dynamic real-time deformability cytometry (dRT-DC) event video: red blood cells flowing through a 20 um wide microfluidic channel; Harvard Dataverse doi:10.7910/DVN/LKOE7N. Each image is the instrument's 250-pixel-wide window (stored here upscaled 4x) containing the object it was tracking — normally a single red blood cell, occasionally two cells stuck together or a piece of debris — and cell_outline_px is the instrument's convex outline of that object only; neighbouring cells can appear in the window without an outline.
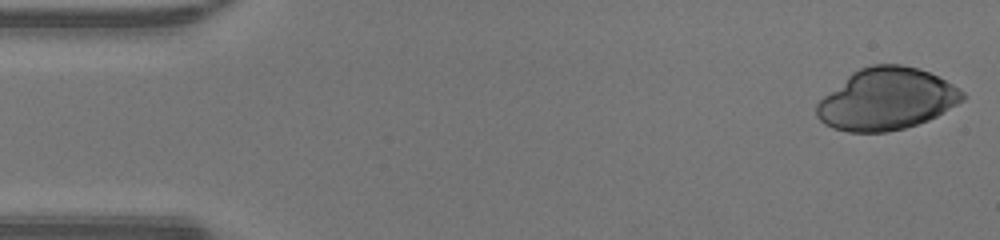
{"species": "human", "species_latin": "Homo sapiens", "temperature_condition": "warm", "stored_images_in_passage": 46, "camera_frame_rate_fps": 3000, "um_per_image_px": 0.085, "donor": {"sex": "male"}, "frame": {"image": 1, "passage_image": 1, "time_ms": 0.0, "image_size_px": [1000, 240], "cell_outline_px": [[968, 96], [964, 100], [936, 116], [928, 120], [904, 128], [888, 132], [848, 132], [832, 128], [824, 124], [816, 116], [816, 104], [824, 96], [852, 72], [860, 68], [872, 64], [900, 64], [916, 68], [928, 72], [960, 88]], "centroid_in_image_um": [75.35, 8.43], "position_along_channel_um": 9.6, "area_um2": 52.42}}
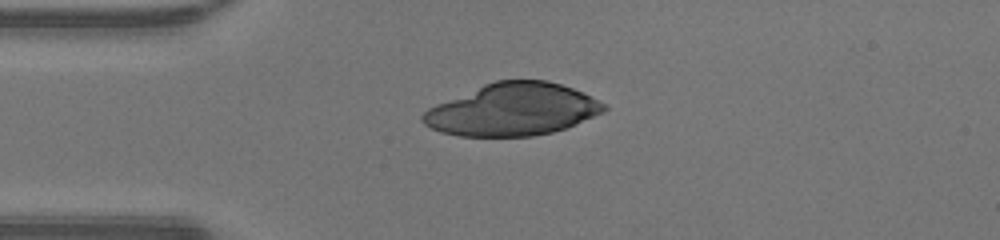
{"frame": {"image": 2, "passage_image": 11, "time_ms": 3.333, "image_size_px": [1000, 240], "cell_outline_px": [[608, 108], [604, 112], [564, 128], [552, 132], [532, 136], [460, 136], [440, 132], [424, 124], [420, 120], [420, 116], [428, 108], [436, 104], [484, 84], [496, 80], [548, 80], [572, 88], [608, 104]], "centroid_in_image_um": [43.56, 9.31], "position_along_channel_um": 41.4, "area_um2": 55.03}}
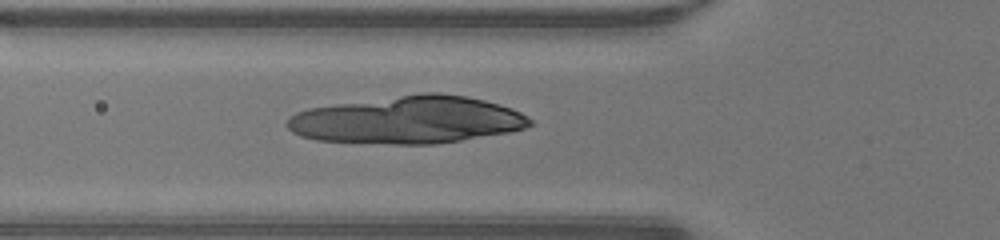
{"frame": {"image": 3, "passage_image": 16, "time_ms": 5.0, "image_size_px": [1000, 240], "cell_outline_px": [[536, 124], [524, 128], [508, 132], [436, 144], [392, 144], [316, 140], [300, 136], [292, 132], [288, 128], [288, 116], [296, 112], [308, 108], [336, 104], [424, 92], [440, 92], [464, 96], [484, 100], [512, 108], [528, 116]], "centroid_in_image_um": [34.67, 10.19], "position_along_channel_um": 91.1, "area_um2": 67.05}}